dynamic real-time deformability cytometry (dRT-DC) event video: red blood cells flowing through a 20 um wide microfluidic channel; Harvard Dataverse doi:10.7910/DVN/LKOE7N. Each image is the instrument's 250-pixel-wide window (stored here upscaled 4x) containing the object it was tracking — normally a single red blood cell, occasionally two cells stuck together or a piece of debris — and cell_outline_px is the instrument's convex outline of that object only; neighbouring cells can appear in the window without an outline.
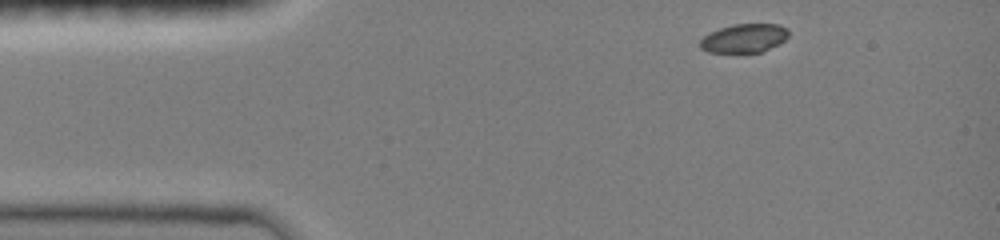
{"species": "common noctule bat (a hibernating species)", "species_latin": "Nyctalus noctula", "temperature_condition": "room temperature", "stored_images_in_passage": 24, "camera_frame_rate_fps": 3000, "um_per_image_px": 0.085, "animal": {"sex": "female", "body_mass_g": 19.0, "forearm_length_mm": 51.5}, "frame": {"image": 1, "passage_image": 1, "time_ms": 0.0, "image_size_px": [1000, 240], "cell_outline_px": [[788, 36], [784, 40], [760, 52], [708, 52], [700, 48], [700, 40], [704, 36], [720, 28], [732, 24], [780, 24], [788, 28]], "centroid_in_image_um": [63.25, 3.23], "position_along_channel_um": 21.8, "area_um2": 14.62}}
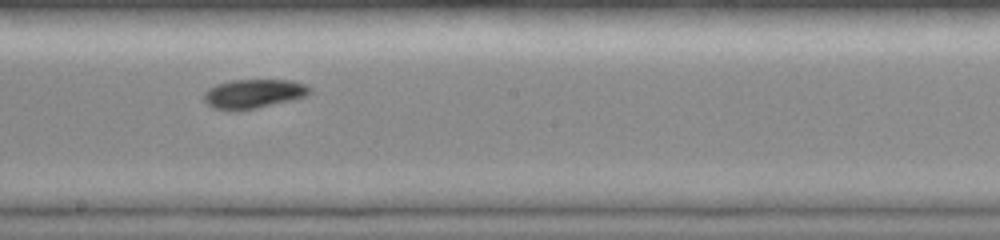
{"frame": {"image": 2, "passage_image": 15, "time_ms": 6.667, "image_size_px": [1000, 240], "cell_outline_px": [[312, 92], [296, 100], [236, 112], [216, 108], [208, 104], [204, 100], [204, 92], [208, 88], [216, 84], [232, 80], [292, 80], [308, 84], [312, 88]], "centroid_in_image_um": [21.6, 7.97], "position_along_channel_um": 226.6, "area_um2": 18.32}}
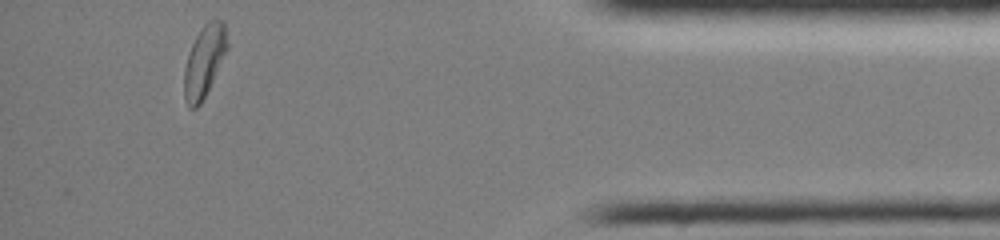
{"frame": {"image": 3, "passage_image": 24, "time_ms": 12.333, "image_size_px": [1000, 240], "cell_outline_px": [[228, 48], [200, 104], [196, 108], [188, 108], [184, 100], [184, 68], [188, 52], [196, 36], [204, 24], [208, 20], [224, 20], [228, 44]], "centroid_in_image_um": [17.34, 5.18], "position_along_channel_um": 417.9, "area_um2": 17.8}, "authors_computed_cell_mechanics": {"area_um2": 17.8024, "velocity_mm_per_s": 4.019, "shape_relaxation_time_tau1_ms": 1.7617, "shape_relaxation_time_tau2_ms": null, "deformation_change_tau1": 0.0811, "deformation_change_tau2": null}}